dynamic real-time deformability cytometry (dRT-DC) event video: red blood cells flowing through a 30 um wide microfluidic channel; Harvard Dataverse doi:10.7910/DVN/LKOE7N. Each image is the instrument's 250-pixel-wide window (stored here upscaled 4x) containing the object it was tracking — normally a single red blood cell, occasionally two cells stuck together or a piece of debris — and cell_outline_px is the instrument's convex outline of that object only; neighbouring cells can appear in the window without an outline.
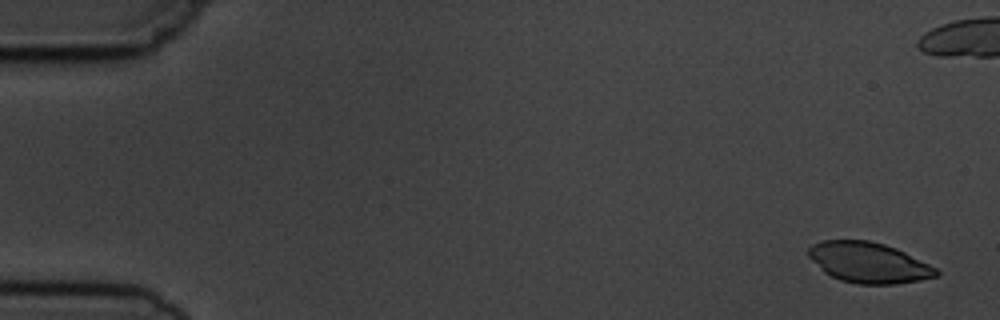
{"species": "common noctule bat (a hibernating species)", "species_latin": "Nyctalus noctula", "temperature_condition": "cold", "stored_images_in_passage": 6, "camera_frame_rate_fps": 3000, "um_per_image_px": 0.085, "animal": {"sex": "male", "body_mass_g": 19.5, "forearm_length_mm": 54.6}, "frame": {"image": 1, "passage_image": 1, "time_ms": 0.0, "image_size_px": [1000, 320], "cell_outline_px": [[940, 272], [936, 276], [920, 280], [896, 284], [856, 284], [840, 280], [824, 272], [808, 256], [808, 248], [812, 244], [824, 240], [868, 240], [884, 244], [896, 248], [936, 268]], "centroid_in_image_um": [73.81, 22.32], "position_along_channel_um": 11.2, "area_um2": 30.0}}